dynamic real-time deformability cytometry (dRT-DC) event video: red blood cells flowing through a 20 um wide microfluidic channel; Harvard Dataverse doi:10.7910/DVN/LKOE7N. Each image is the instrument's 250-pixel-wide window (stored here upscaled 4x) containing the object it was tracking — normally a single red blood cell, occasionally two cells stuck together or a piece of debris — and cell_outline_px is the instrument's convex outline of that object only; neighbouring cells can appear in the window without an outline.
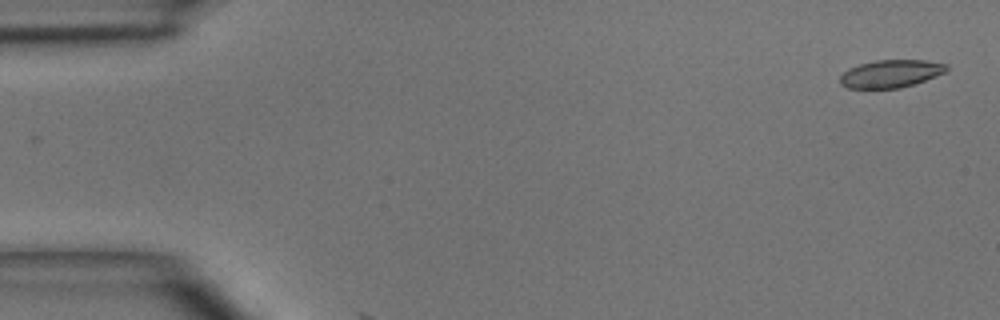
{"species": "common noctule bat (a hibernating species)", "species_latin": "Nyctalus noctula", "temperature_condition": "room temperature", "stored_images_in_passage": 5, "camera_frame_rate_fps": 3000, "um_per_image_px": 0.085, "animal": {"sex": "male", "body_mass_g": 15.6}, "frame": {"image": 1, "passage_image": 1, "time_ms": 0.0, "image_size_px": [1000, 320], "cell_outline_px": [[948, 68], [944, 72], [924, 80], [900, 88], [848, 88], [840, 84], [840, 76], [848, 68], [860, 64], [876, 60], [924, 60], [948, 64]], "centroid_in_image_um": [75.69, 6.25], "position_along_channel_um": 9.3, "area_um2": 16.99}}
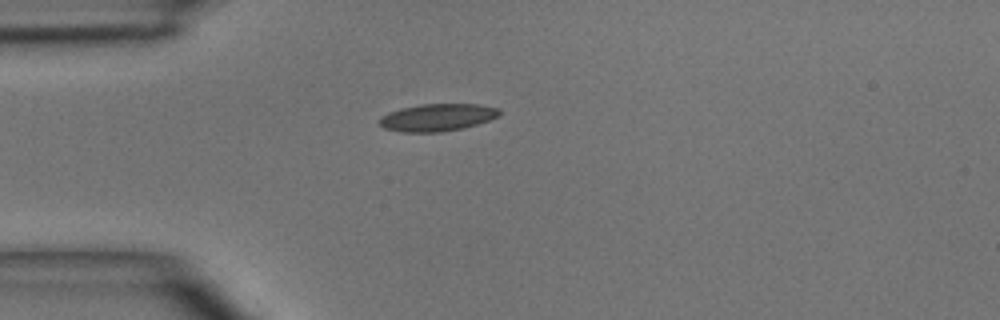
{"frame": {"image": 2, "passage_image": 4, "time_ms": 3.667, "image_size_px": [1000, 320], "cell_outline_px": [[500, 116], [464, 128], [440, 132], [400, 132], [384, 128], [376, 120], [380, 116], [388, 112], [400, 108], [420, 104], [480, 104], [496, 108], [500, 112]], "centroid_in_image_um": [37.11, 9.98], "position_along_channel_um": 47.9, "area_um2": 19.25}}